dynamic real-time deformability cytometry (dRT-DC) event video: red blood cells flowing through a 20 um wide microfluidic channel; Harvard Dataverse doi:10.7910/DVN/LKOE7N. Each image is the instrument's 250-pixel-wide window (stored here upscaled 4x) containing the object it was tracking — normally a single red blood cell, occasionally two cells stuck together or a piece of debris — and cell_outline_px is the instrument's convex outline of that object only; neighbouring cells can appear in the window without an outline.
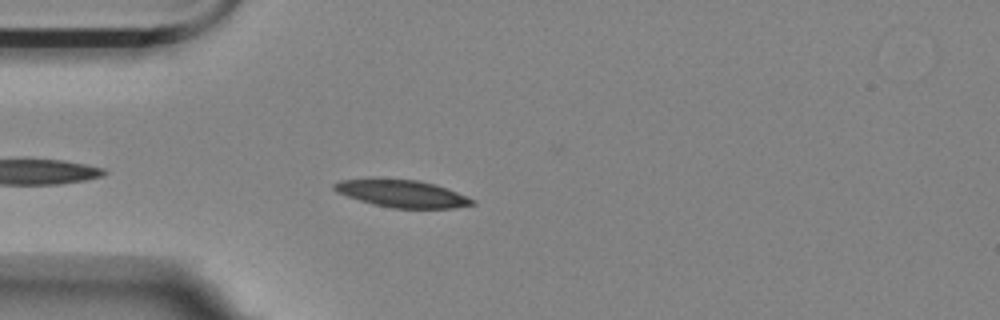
{"species": "Egyptian fruit bat (a non-hibernating species)", "species_latin": "Rousettus aegyptiacus", "temperature_condition": "room temperature", "stored_images_in_passage": 27, "camera_frame_rate_fps": 3000, "um_per_image_px": 0.085, "animal": {"sex": "female"}, "frame": {"image": 1, "passage_image": 4, "time_ms": 1.0, "image_size_px": [1000, 320], "cell_outline_px": [[476, 204], [452, 208], [392, 208], [372, 204], [336, 192], [332, 188], [332, 184], [340, 180], [420, 180], [436, 184], [476, 200]], "centroid_in_image_um": [34.21, 16.48], "position_along_channel_um": 50.8, "area_um2": 21.56}}
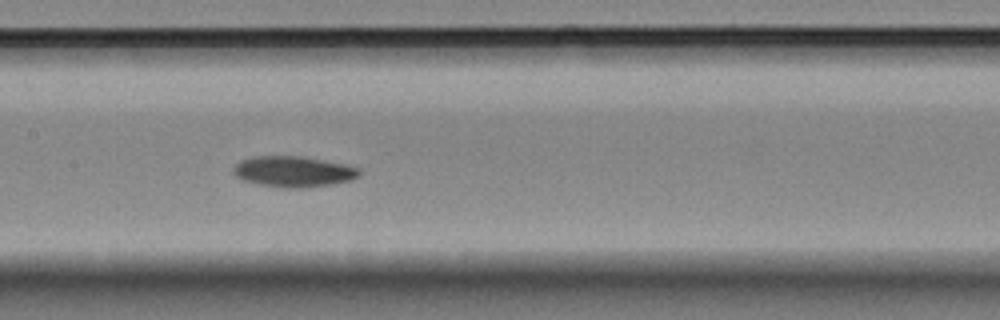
{"frame": {"image": 2, "passage_image": 16, "time_ms": 5.0, "image_size_px": [1000, 320], "cell_outline_px": [[360, 176], [352, 180], [328, 184], [300, 188], [284, 188], [260, 184], [244, 180], [236, 176], [232, 172], [236, 164], [240, 160], [252, 156], [304, 156], [348, 164], [360, 168]], "centroid_in_image_um": [24.97, 14.56], "position_along_channel_um": 182.4, "area_um2": 22.72}}
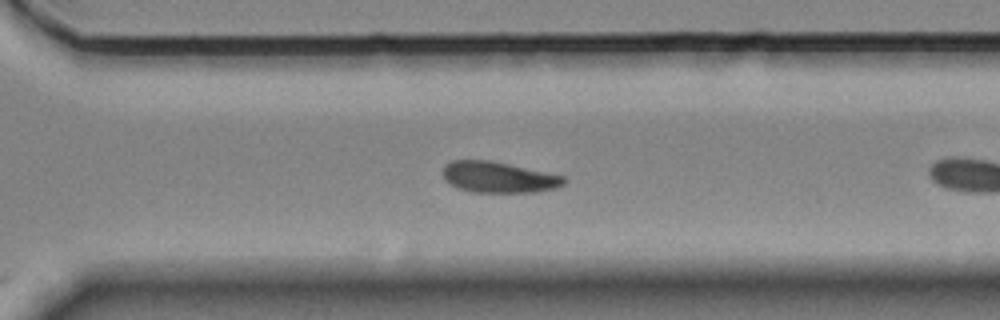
{"frame": {"image": 3, "passage_image": 25, "time_ms": 8.0, "image_size_px": [1000, 320], "cell_outline_px": [[568, 180], [564, 184], [556, 188], [536, 192], [472, 192], [456, 188], [448, 184], [444, 180], [444, 164], [452, 160], [488, 160], [508, 164], [564, 176]], "centroid_in_image_um": [42.35, 15.07], "position_along_channel_um": 328.2, "area_um2": 21.91}}